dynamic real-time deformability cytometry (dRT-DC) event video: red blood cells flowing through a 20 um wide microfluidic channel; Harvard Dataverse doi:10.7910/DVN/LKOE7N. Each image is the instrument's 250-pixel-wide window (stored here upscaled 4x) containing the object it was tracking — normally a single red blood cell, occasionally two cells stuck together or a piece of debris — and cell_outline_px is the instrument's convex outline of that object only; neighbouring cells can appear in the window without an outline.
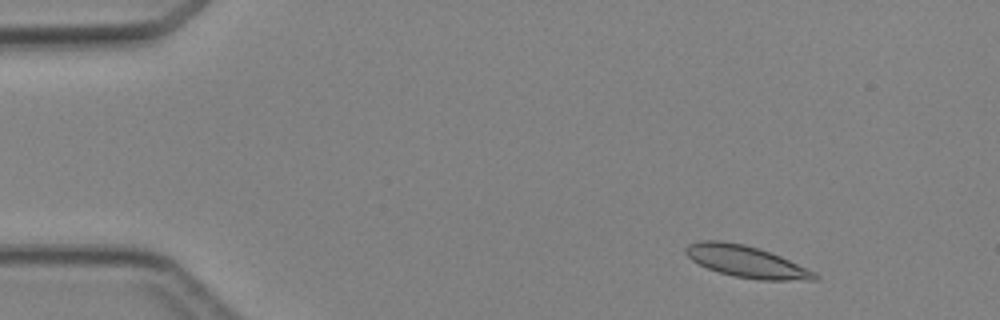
{"species": "Egyptian fruit bat (a non-hibernating species)", "species_latin": "Rousettus aegyptiacus", "temperature_condition": "cold", "stored_images_in_passage": 4, "camera_frame_rate_fps": 3000, "um_per_image_px": 0.085, "animal": {"sex": "female"}, "frame": {"image": 1, "passage_image": 1, "time_ms": 0.0, "image_size_px": [1000, 320], "cell_outline_px": [[820, 280], [760, 280], [736, 276], [720, 272], [708, 268], [692, 260], [684, 252], [684, 248], [688, 244], [700, 240], [720, 240], [744, 244], [760, 248], [780, 256], [816, 272], [820, 276]], "centroid_in_image_um": [63.45, 22.22], "position_along_channel_um": 21.5, "area_um2": 23.81}}
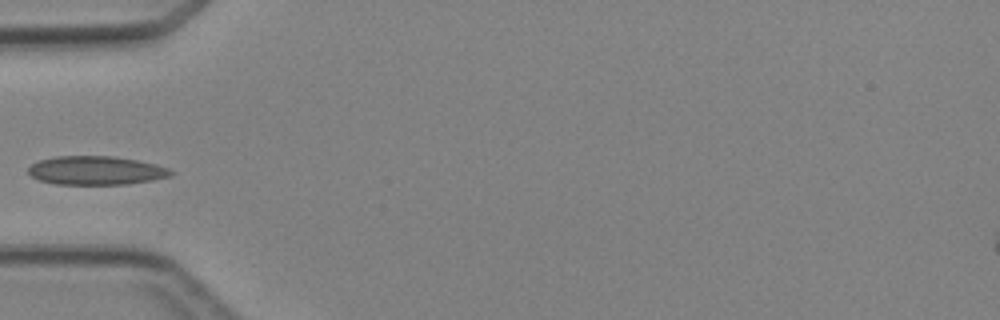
{"frame": {"image": 2, "passage_image": 4, "time_ms": 3.333, "image_size_px": [1000, 320], "cell_outline_px": [[176, 172], [172, 176], [152, 180], [128, 184], [56, 184], [40, 180], [32, 176], [28, 172], [28, 168], [32, 164], [40, 160], [56, 156], [112, 156], [136, 160], [156, 164], [168, 168]], "centroid_in_image_um": [8.2, 14.49], "position_along_channel_um": 76.8, "area_um2": 23.81}}